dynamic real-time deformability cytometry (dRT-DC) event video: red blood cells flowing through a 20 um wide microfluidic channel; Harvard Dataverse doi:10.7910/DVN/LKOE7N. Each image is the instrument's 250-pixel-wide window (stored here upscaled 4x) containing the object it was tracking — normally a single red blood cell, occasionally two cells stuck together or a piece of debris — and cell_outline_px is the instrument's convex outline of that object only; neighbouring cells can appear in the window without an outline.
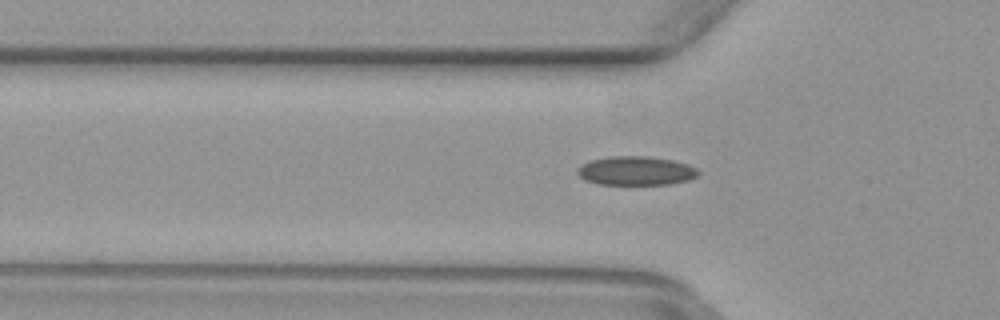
{"species": "common noctule bat (a hibernating species)", "species_latin": "Nyctalus noctula", "temperature_condition": "warm", "stored_images_in_passage": 49, "camera_frame_rate_fps": 3000, "um_per_image_px": 0.085, "animal": {"sex": "female", "body_mass_g": 29.2, "forearm_length_mm": 56.3}, "frame": {"image": 1, "passage_image": 15, "time_ms": 4.667, "image_size_px": [1000, 320], "cell_outline_px": [[700, 172], [696, 176], [688, 180], [668, 184], [596, 184], [584, 180], [576, 172], [576, 168], [592, 160], [608, 156], [644, 156], [672, 160], [688, 164], [696, 168]], "centroid_in_image_um": [54.03, 14.52], "position_along_channel_um": 71.8, "area_um2": 20.29}}
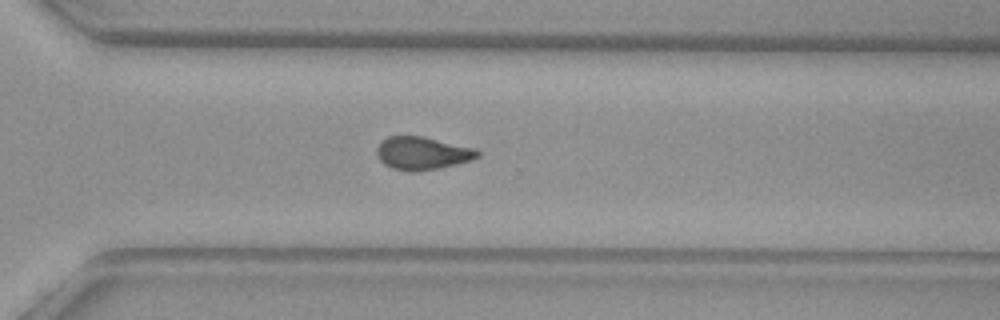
{"frame": {"image": 2, "passage_image": 34, "time_ms": 11.0, "image_size_px": [1000, 320], "cell_outline_px": [[480, 156], [472, 160], [456, 164], [416, 172], [408, 172], [392, 168], [384, 164], [380, 160], [376, 152], [376, 148], [388, 136], [424, 136], [476, 148], [480, 152]], "centroid_in_image_um": [35.92, 13.02], "position_along_channel_um": 334.7, "area_um2": 19.42}}
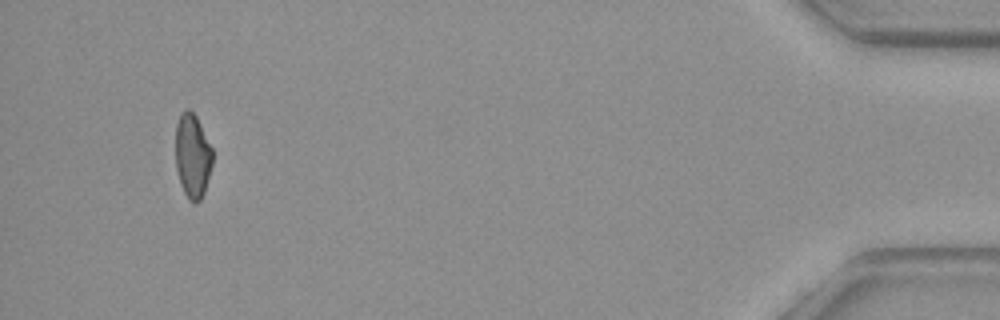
{"frame": {"image": 3, "passage_image": 46, "time_ms": 15.0, "image_size_px": [1000, 320], "cell_outline_px": [[212, 164], [204, 192], [200, 200], [196, 204], [188, 200], [180, 184], [176, 168], [176, 124], [180, 112], [184, 108], [188, 108], [196, 116], [212, 148]], "centroid_in_image_um": [16.35, 13.24], "position_along_channel_um": 418.9, "area_um2": 18.21}}